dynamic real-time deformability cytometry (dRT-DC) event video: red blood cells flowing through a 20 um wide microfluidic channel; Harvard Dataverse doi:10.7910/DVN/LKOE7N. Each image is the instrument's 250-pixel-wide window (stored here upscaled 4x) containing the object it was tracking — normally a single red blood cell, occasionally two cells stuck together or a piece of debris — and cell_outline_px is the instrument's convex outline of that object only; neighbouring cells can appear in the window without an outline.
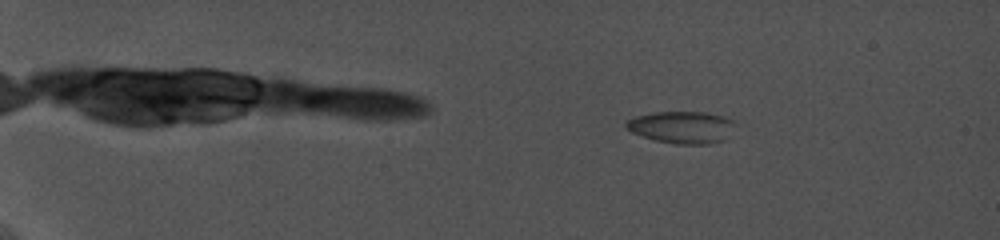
{"species": "common noctule bat (a hibernating species)", "species_latin": "Nyctalus noctula", "temperature_condition": "cold", "stored_images_in_passage": 45, "camera_frame_rate_fps": 5000, "um_per_image_px": 0.085, "animal": {"sex": "female", "body_mass_g": 19.0, "forearm_length_mm": 56.7}, "frame": {"image": 1, "passage_image": 10, "time_ms": 3.8, "image_size_px": [1000, 240], "cell_outline_px": [[740, 124], [724, 140], [708, 144], [676, 144], [656, 140], [632, 132], [624, 124], [628, 120], [636, 116], [656, 112], [704, 112], [724, 116]], "centroid_in_image_um": [58.05, 10.81], "position_along_channel_um": 27.0, "area_um2": 20.46}}
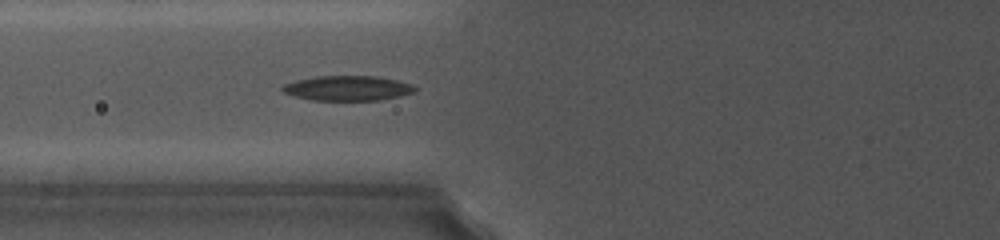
{"frame": {"image": 2, "passage_image": 24, "time_ms": 9.8, "image_size_px": [1000, 240], "cell_outline_px": [[416, 92], [400, 96], [380, 100], [312, 100], [296, 96], [284, 92], [280, 88], [284, 84], [296, 80], [316, 76], [376, 76], [396, 80], [412, 84], [416, 88]], "centroid_in_image_um": [29.57, 7.49], "position_along_channel_um": 96.2, "area_um2": 19.19}}
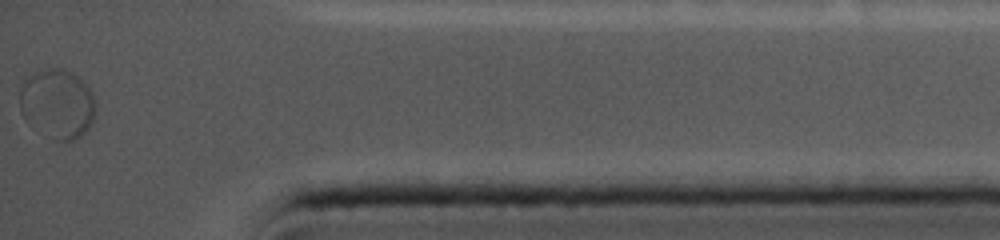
{"frame": {"image": 3, "passage_image": 45, "time_ms": 19.4, "image_size_px": [1000, 240], "cell_outline_px": [[96, 112], [88, 128], [80, 136], [72, 140], [56, 140], [24, 120], [20, 112], [20, 88], [24, 80], [32, 72], [48, 68], [60, 68], [72, 72], [92, 92], [96, 104]], "centroid_in_image_um": [4.86, 8.79], "position_along_channel_um": 430.3, "area_um2": 30.58}}